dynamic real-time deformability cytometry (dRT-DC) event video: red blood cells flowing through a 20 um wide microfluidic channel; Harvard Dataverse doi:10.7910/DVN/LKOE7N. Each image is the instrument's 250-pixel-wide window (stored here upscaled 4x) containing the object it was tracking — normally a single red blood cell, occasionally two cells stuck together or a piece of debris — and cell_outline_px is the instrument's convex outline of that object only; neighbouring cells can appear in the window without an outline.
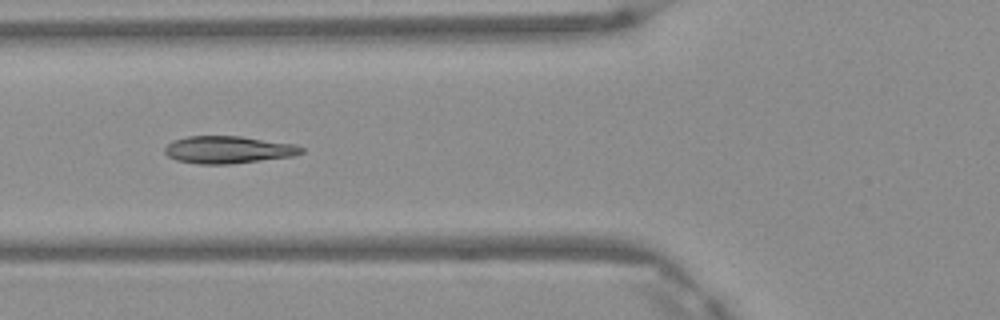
{"species": "Egyptian fruit bat (a non-hibernating species)", "species_latin": "Rousettus aegyptiacus", "temperature_condition": "warm", "stored_images_in_passage": 5, "camera_frame_rate_fps": 3000, "um_per_image_px": 0.085, "frame": {"image": 1, "passage_image": 5, "time_ms": 1.333, "image_size_px": [1000, 320], "cell_outline_px": [[304, 152], [292, 156], [232, 164], [196, 164], [176, 160], [168, 156], [164, 152], [164, 148], [172, 140], [188, 136], [240, 136], [296, 144], [304, 148]], "centroid_in_image_um": [19.39, 12.72], "position_along_channel_um": 106.4, "area_um2": 21.91}}